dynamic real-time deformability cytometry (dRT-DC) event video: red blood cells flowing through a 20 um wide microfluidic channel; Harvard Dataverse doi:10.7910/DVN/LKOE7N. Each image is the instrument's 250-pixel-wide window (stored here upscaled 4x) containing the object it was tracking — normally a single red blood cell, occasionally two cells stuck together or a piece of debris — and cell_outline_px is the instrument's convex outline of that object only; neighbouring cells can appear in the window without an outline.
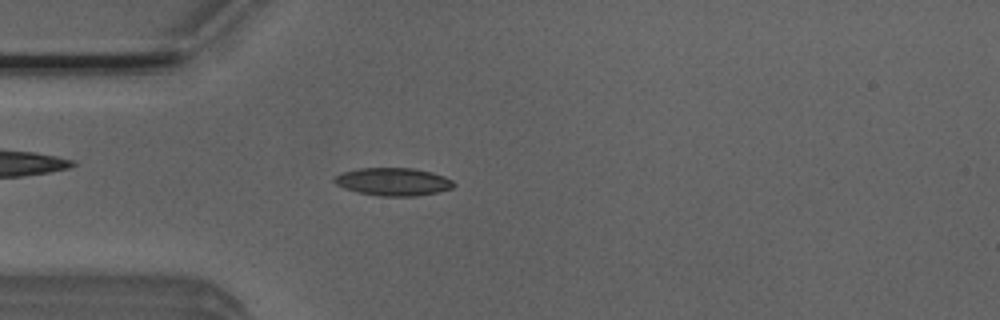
{"species": "Egyptian fruit bat (a non-hibernating species)", "species_latin": "Rousettus aegyptiacus", "temperature_condition": "room temperature", "stored_images_in_passage": 40, "camera_frame_rate_fps": 3000, "um_per_image_px": 0.085, "animal": {"sex": "male"}, "frame": {"image": 1, "passage_image": 2, "time_ms": 0.333, "image_size_px": [1000, 320], "cell_outline_px": [[456, 184], [452, 188], [436, 192], [416, 196], [380, 196], [360, 192], [344, 188], [336, 184], [332, 180], [340, 172], [356, 168], [412, 168], [432, 172], [444, 176], [452, 180]], "centroid_in_image_um": [33.41, 15.43], "position_along_channel_um": 51.6, "area_um2": 19.36}}
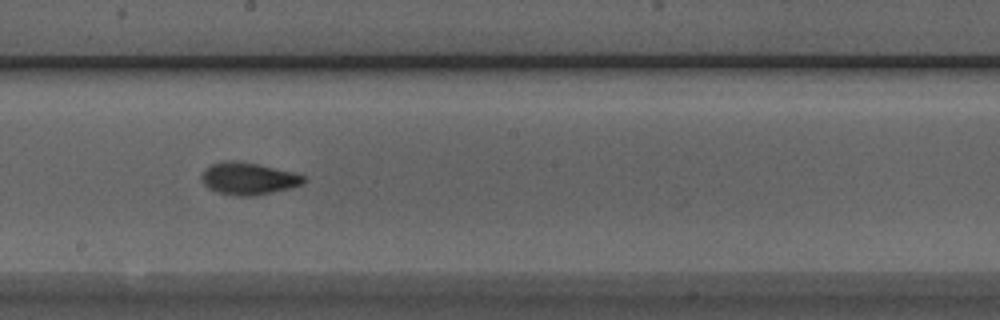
{"frame": {"image": 2, "passage_image": 16, "time_ms": 5.0, "image_size_px": [1000, 320], "cell_outline_px": [[304, 184], [292, 188], [256, 196], [236, 196], [220, 192], [208, 188], [204, 184], [200, 176], [204, 168], [212, 164], [224, 160], [232, 160], [256, 164], [292, 172], [304, 176]], "centroid_in_image_um": [21.09, 15.19], "position_along_channel_um": 227.1, "area_um2": 19.13}}
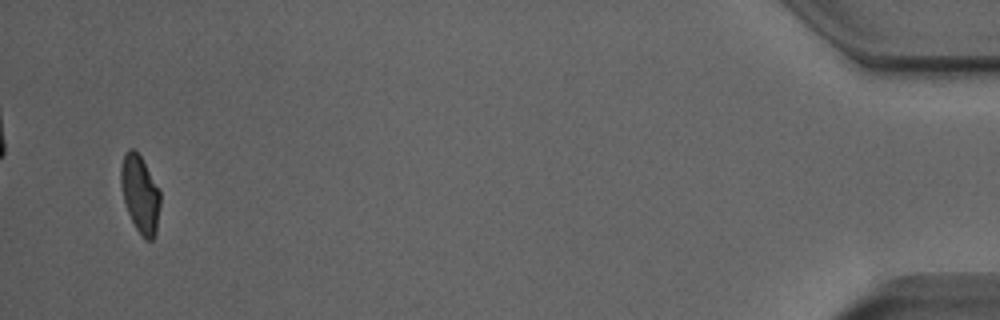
{"frame": {"image": 3, "passage_image": 38, "time_ms": 12.333, "image_size_px": [1000, 320], "cell_outline_px": [[160, 204], [156, 232], [152, 240], [148, 240], [140, 236], [128, 212], [124, 200], [120, 184], [120, 168], [124, 152], [128, 148], [132, 148], [140, 156], [160, 188]], "centroid_in_image_um": [11.91, 16.48], "position_along_channel_um": 423.3, "area_um2": 17.86}, "authors_computed_cell_mechanics": {"area_um2": 18.496, "velocity_mm_per_s": 3.9074, "shape_relaxation_time_tau1_ms": 3.6963, "shape_relaxation_time_tau2_ms": 1.1393, "deformation_change_tau1": 0.1523, "deformation_change_tau2": 0.0545}}